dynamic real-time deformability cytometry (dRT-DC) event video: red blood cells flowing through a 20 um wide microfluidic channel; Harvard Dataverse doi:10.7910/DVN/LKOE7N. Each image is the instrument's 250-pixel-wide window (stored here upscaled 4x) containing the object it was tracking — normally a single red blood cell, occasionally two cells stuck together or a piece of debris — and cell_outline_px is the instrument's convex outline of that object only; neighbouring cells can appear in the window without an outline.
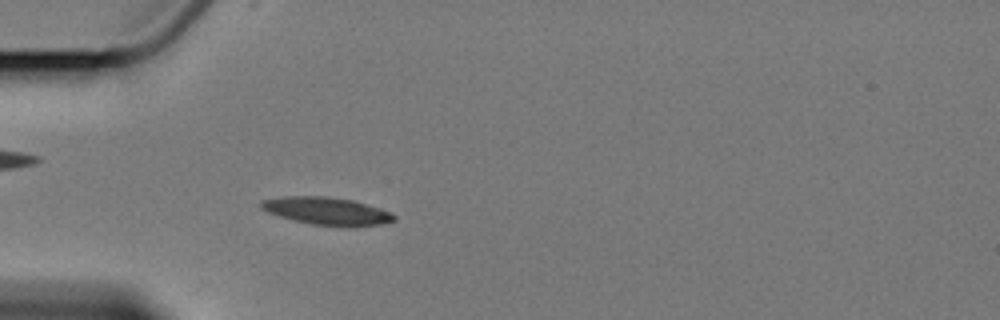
{"species": "Egyptian fruit bat (a non-hibernating species)", "species_latin": "Rousettus aegyptiacus", "temperature_condition": "cold", "stored_images_in_passage": 2, "camera_frame_rate_fps": 3000, "um_per_image_px": 0.085, "animal": {"sex": "female"}, "frame": {"image": 1, "passage_image": 2, "time_ms": 2.0, "image_size_px": [1000, 320], "cell_outline_px": [[396, 220], [384, 224], [356, 228], [340, 228], [312, 224], [292, 220], [268, 212], [260, 208], [260, 200], [284, 196], [328, 196], [352, 200], [388, 212], [396, 216]], "centroid_in_image_um": [27.78, 17.97], "position_along_channel_um": 57.2, "area_um2": 21.79}}